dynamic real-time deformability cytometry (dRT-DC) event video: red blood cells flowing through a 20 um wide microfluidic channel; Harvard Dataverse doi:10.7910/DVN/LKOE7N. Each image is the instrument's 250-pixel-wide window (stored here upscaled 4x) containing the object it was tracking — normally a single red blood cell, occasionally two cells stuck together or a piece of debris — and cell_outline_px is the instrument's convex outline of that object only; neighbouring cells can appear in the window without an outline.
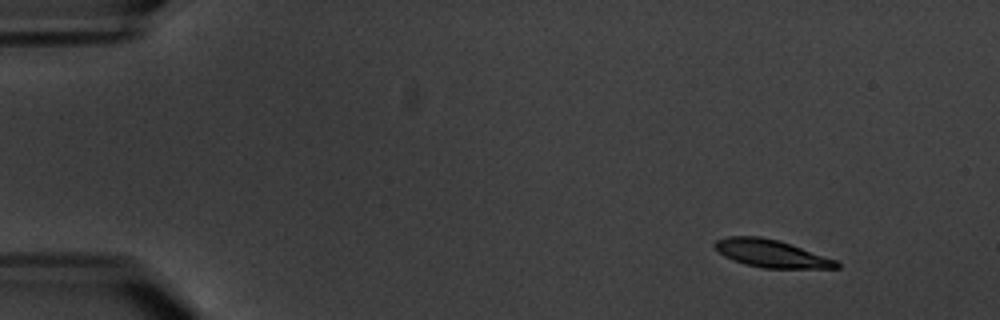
{"species": "common noctule bat (a hibernating species)", "species_latin": "Nyctalus noctula", "temperature_condition": "warm", "stored_images_in_passage": 6, "camera_frame_rate_fps": 3000, "um_per_image_px": 0.085, "animal": {"sex": "male", "body_mass_g": 20.1, "forearm_length_mm": 53.5}, "frame": {"image": 1, "passage_image": 2, "time_ms": 1.0, "image_size_px": [1000, 320], "cell_outline_px": [[840, 268], [764, 268], [744, 264], [732, 260], [724, 256], [712, 244], [716, 240], [728, 236], [760, 236], [780, 240], [836, 260], [840, 264]], "centroid_in_image_um": [65.54, 21.54], "position_along_channel_um": 19.5, "area_um2": 19.59}}
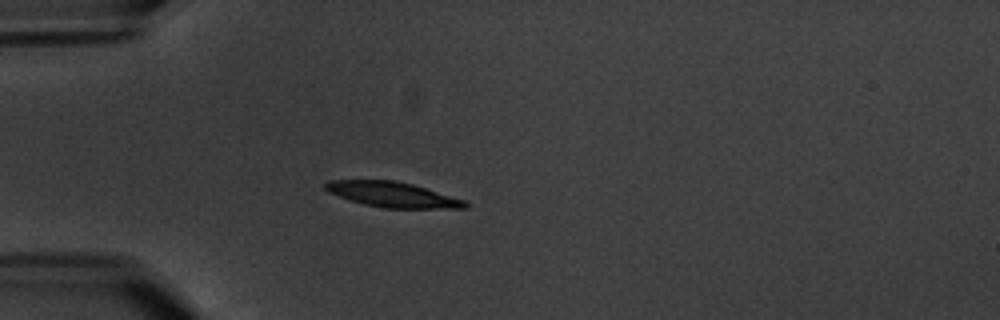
{"frame": {"image": 2, "passage_image": 5, "time_ms": 4.667, "image_size_px": [1000, 320], "cell_outline_px": [[468, 208], [384, 208], [364, 204], [328, 192], [324, 188], [324, 184], [332, 180], [396, 180], [412, 184], [464, 200], [468, 204]], "centroid_in_image_um": [33.36, 16.53], "position_along_channel_um": 51.6, "area_um2": 20.23}}